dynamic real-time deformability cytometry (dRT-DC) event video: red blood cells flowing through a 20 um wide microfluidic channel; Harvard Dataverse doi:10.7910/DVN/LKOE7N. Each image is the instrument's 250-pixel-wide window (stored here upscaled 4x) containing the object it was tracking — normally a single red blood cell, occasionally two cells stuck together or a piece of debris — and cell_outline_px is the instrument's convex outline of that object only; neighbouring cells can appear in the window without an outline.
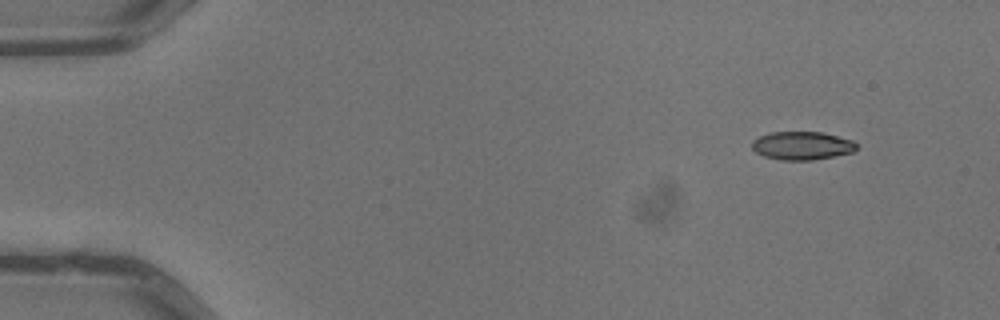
{"species": "common noctule bat (a hibernating species)", "species_latin": "Nyctalus noctula", "temperature_condition": "warm", "stored_images_in_passage": 2, "camera_frame_rate_fps": 3000, "um_per_image_px": 0.085, "animal": {"sex": "male", "body_mass_g": 13.3}, "frame": {"image": 1, "passage_image": 2, "time_ms": 0.333, "image_size_px": [1000, 320], "cell_outline_px": [[860, 144], [852, 152], [812, 160], [780, 160], [764, 156], [756, 152], [752, 148], [752, 140], [760, 136], [772, 132], [824, 132], [852, 140]], "centroid_in_image_um": [68.18, 12.37], "position_along_channel_um": 16.8, "area_um2": 17.22}}